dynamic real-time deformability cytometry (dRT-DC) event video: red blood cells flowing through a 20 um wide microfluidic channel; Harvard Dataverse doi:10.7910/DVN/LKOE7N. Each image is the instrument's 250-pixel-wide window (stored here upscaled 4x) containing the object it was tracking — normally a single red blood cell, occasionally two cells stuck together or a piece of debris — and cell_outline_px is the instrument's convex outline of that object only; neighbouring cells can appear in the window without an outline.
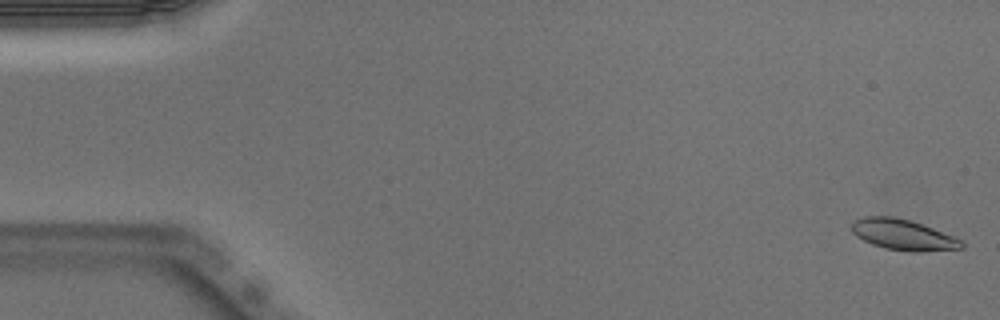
{"species": "Egyptian fruit bat (a non-hibernating species)", "species_latin": "Rousettus aegyptiacus", "temperature_condition": "warm", "stored_images_in_passage": 50, "camera_frame_rate_fps": 3000, "um_per_image_px": 0.085, "animal": {"sex": "male"}, "frame": {"image": 1, "passage_image": 1, "time_ms": 0.0, "image_size_px": [1000, 320], "cell_outline_px": [[964, 248], [920, 252], [912, 252], [884, 248], [872, 244], [856, 236], [852, 232], [852, 220], [864, 216], [892, 216], [908, 220], [932, 228], [952, 236], [960, 240], [964, 244]], "centroid_in_image_um": [76.72, 19.96], "position_along_channel_um": 8.3, "area_um2": 19.54}}
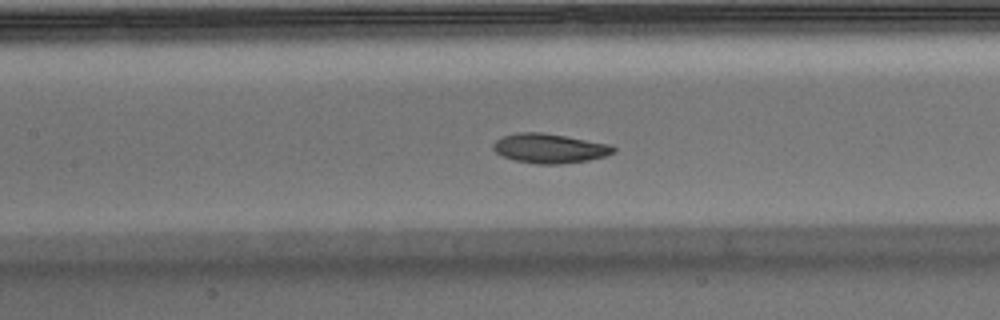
{"frame": {"image": 2, "passage_image": 23, "time_ms": 7.333, "image_size_px": [1000, 320], "cell_outline_px": [[616, 152], [604, 156], [588, 160], [560, 164], [536, 164], [516, 160], [504, 156], [496, 152], [492, 148], [492, 144], [496, 140], [504, 136], [520, 132], [544, 132], [608, 144], [616, 148]], "centroid_in_image_um": [46.71, 12.61], "position_along_channel_um": 160.7, "area_um2": 20.46}}
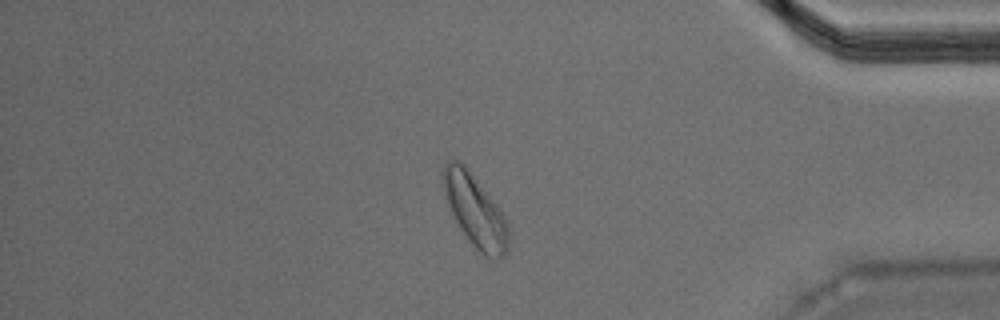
{"frame": {"image": 3, "passage_image": 43, "time_ms": 14.0, "image_size_px": [1000, 320], "cell_outline_px": [[508, 252], [504, 256], [496, 260], [484, 256], [472, 244], [460, 228], [444, 196], [440, 180], [440, 172], [444, 164], [448, 160], [460, 160], [464, 164], [496, 204], [508, 224]], "centroid_in_image_um": [40.34, 17.88], "position_along_channel_um": 394.9, "area_um2": 27.51}, "authors_computed_cell_mechanics": {"area_um2": 20.3456, "velocity_mm_per_s": 3.9652, "shape_relaxation_time_tau1_ms": 3.1421, "shape_relaxation_time_tau2_ms": 6.1744, "deformation_change_tau1": 0.1041, "deformation_change_tau2": 0.1268}}